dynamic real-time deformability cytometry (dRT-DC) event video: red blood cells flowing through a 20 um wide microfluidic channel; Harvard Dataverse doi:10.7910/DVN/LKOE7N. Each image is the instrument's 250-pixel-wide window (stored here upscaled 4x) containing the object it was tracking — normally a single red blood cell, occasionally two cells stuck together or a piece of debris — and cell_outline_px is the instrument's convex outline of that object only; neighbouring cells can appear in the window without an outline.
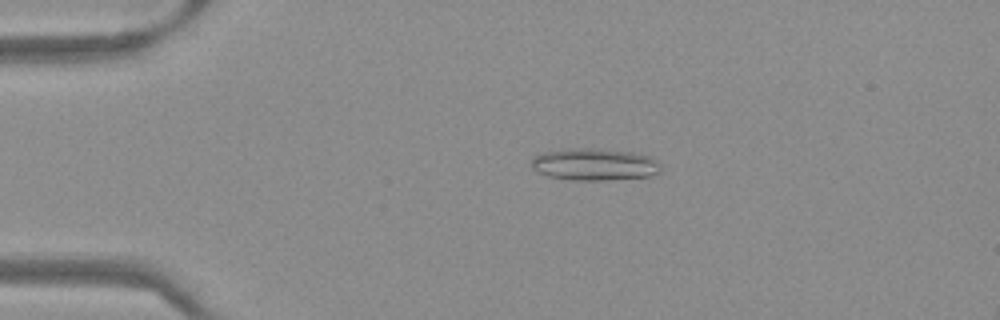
{"species": "Egyptian fruit bat (a non-hibernating species)", "species_latin": "Rousettus aegyptiacus", "temperature_condition": "warm", "stored_images_in_passage": 19, "camera_frame_rate_fps": 3000, "um_per_image_px": 0.085, "frame": {"image": 1, "passage_image": 10, "time_ms": 3.0, "image_size_px": [1000, 320], "cell_outline_px": [[660, 172], [648, 176], [612, 180], [572, 180], [548, 176], [536, 172], [532, 168], [532, 156], [544, 152], [568, 148], [588, 148], [632, 152], [652, 156], [660, 164]], "centroid_in_image_um": [50.51, 13.97], "position_along_channel_um": 34.5, "area_um2": 24.33}}
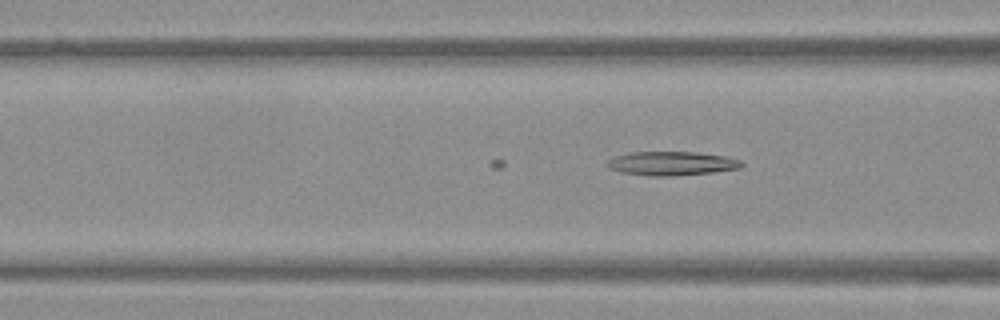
{"frame": {"image": 2, "passage_image": 19, "time_ms": 6.0, "image_size_px": [1000, 320], "cell_outline_px": [[744, 164], [740, 168], [712, 172], [676, 176], [648, 176], [620, 172], [608, 168], [604, 164], [612, 156], [628, 152], [696, 152], [724, 156], [740, 160]], "centroid_in_image_um": [57.01, 13.89], "position_along_channel_um": 109.6, "area_um2": 18.96}}